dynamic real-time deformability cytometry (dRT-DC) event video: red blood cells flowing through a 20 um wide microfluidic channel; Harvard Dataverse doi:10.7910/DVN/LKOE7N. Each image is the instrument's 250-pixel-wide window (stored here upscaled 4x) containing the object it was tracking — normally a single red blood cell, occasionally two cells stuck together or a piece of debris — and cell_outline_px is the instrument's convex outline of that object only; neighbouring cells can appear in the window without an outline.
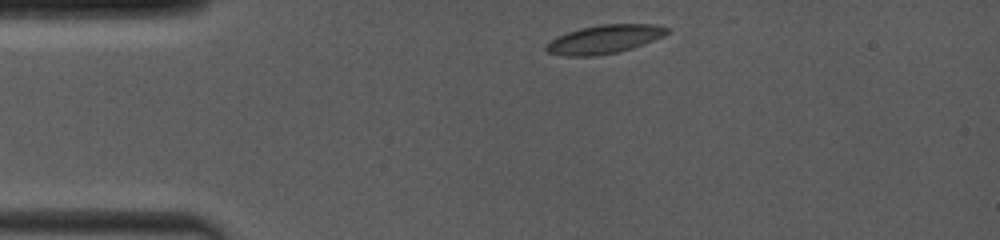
{"species": "common noctule bat (a hibernating species)", "species_latin": "Nyctalus noctula", "temperature_condition": "room temperature", "stored_images_in_passage": 45, "camera_frame_rate_fps": 4000, "um_per_image_px": 0.085, "animal": {"sex": "female", "body_mass_g": 19.0, "forearm_length_mm": 53.3}, "frame": {"image": 1, "passage_image": 1, "time_ms": 0.0, "image_size_px": [1000, 240], "cell_outline_px": [[672, 32], [664, 36], [632, 48], [616, 52], [596, 56], [564, 56], [548, 52], [544, 48], [544, 44], [548, 40], [556, 36], [580, 28], [600, 24], [656, 24], [668, 28]], "centroid_in_image_um": [51.34, 3.33], "position_along_channel_um": 33.7, "area_um2": 20.35}}
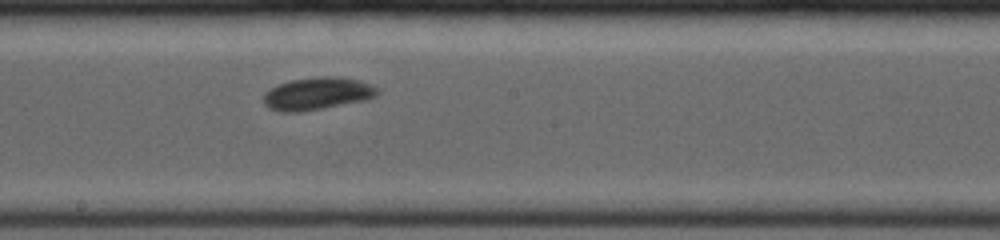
{"frame": {"image": 2, "passage_image": 26, "time_ms": 5.75, "image_size_px": [1000, 240], "cell_outline_px": [[380, 92], [376, 96], [364, 100], [324, 108], [300, 112], [280, 112], [268, 108], [264, 104], [264, 92], [280, 84], [292, 80], [328, 76], [336, 76], [360, 80], [376, 88]], "centroid_in_image_um": [26.96, 7.97], "position_along_channel_um": 221.2, "area_um2": 21.33}}
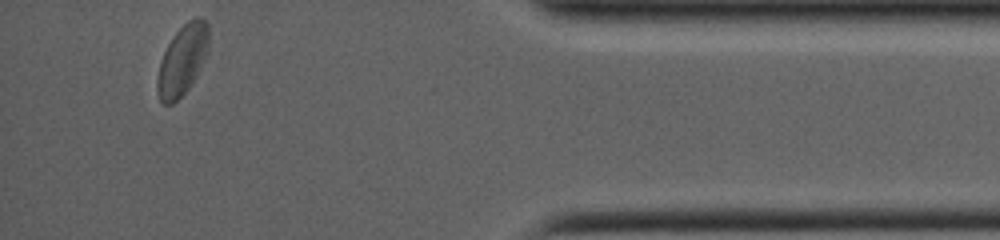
{"frame": {"image": 3, "passage_image": 45, "time_ms": 11.5, "image_size_px": [1000, 240], "cell_outline_px": [[208, 52], [188, 88], [172, 104], [164, 104], [160, 100], [156, 88], [156, 80], [160, 60], [172, 36], [188, 20], [196, 16], [200, 16], [208, 24]], "centroid_in_image_um": [15.48, 5.07], "position_along_channel_um": 419.7, "area_um2": 20.81}, "authors_computed_cell_mechanics": {"area_um2": 20.3456, "velocity_mm_per_s": 4.005, "shape_relaxation_time_tau1_ms": 3.0907, "shape_relaxation_time_tau2_ms": 2.0988, "deformation_change_tau1": 0.0787, "deformation_change_tau2": 0.0293}}